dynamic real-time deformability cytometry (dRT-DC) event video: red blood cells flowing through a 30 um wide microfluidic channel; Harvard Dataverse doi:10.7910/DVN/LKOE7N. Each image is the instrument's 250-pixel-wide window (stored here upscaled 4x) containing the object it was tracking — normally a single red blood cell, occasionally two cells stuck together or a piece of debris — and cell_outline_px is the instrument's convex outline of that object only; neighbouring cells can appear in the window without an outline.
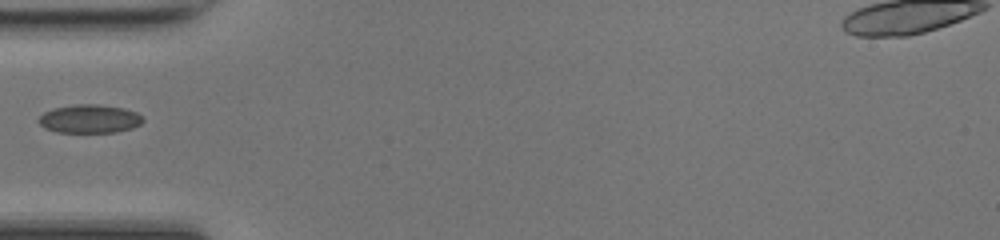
{"species": "common noctule bat (a hibernating species)", "species_latin": "Nyctalus noctula", "temperature_condition": "room temperature", "stored_images_in_passage": 32, "camera_frame_rate_fps": 3000, "um_per_image_px": 0.085, "animal": {"sex": "female", "body_mass_g": 17.0, "forearm_length_mm": 48.0}, "frame": {"image": 1, "passage_image": 1, "time_ms": 0.0, "image_size_px": [1000, 240], "cell_outline_px": [[144, 120], [140, 124], [132, 128], [116, 132], [56, 132], [44, 128], [36, 120], [44, 112], [52, 108], [76, 104], [96, 104], [124, 108], [136, 112], [144, 116]], "centroid_in_image_um": [7.61, 10.1], "position_along_channel_um": 77.4, "area_um2": 17.46}}